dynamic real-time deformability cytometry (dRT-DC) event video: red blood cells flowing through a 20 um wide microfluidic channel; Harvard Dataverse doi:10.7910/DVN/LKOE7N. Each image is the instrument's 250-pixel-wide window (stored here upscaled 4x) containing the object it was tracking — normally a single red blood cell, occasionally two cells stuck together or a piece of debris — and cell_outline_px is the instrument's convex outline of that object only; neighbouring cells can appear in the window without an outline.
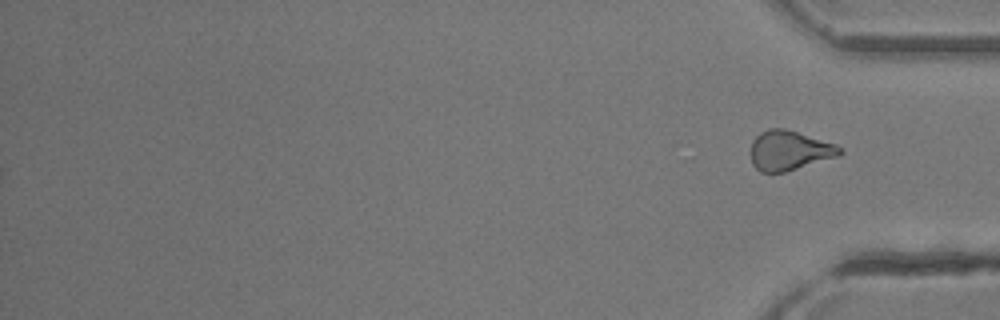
{"species": "common noctule bat (a hibernating species)", "species_latin": "Nyctalus noctula", "temperature_condition": "room temperature", "stored_images_in_passage": 29, "segment_of_instrument_passage": [2, 2], "camera_frame_rate_fps": 3000, "um_per_image_px": 0.085, "animal": {"sex": "female"}, "frame": {"image": 1, "passage_image": 29, "time_ms": 9.333, "image_size_px": [1000, 320], "cell_outline_px": [[844, 152], [840, 156], [784, 172], [760, 172], [752, 164], [752, 140], [760, 132], [768, 128], [784, 128], [836, 144], [844, 148]], "centroid_in_image_um": [67.13, 12.79], "position_along_channel_um": 368.1, "area_um2": 20.63}}